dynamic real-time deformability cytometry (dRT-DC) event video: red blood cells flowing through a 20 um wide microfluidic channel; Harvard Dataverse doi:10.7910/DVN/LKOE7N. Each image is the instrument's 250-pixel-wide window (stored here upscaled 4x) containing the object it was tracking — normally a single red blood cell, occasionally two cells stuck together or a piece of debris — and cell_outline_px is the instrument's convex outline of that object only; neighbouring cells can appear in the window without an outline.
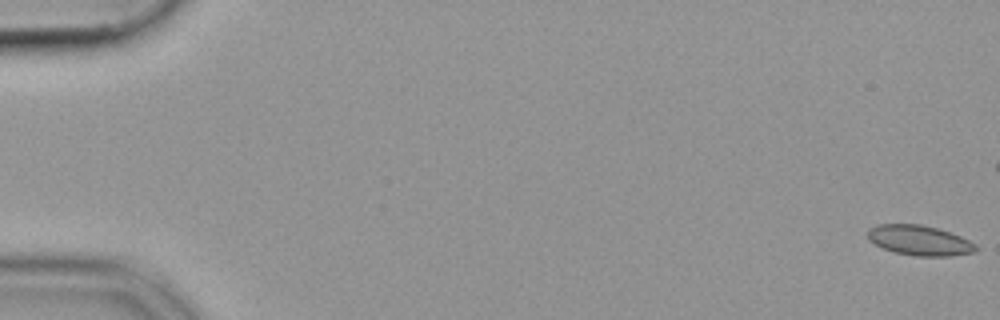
{"species": "common noctule bat (a hibernating species)", "species_latin": "Nyctalus noctula", "temperature_condition": "cold", "stored_images_in_passage": 55, "camera_frame_rate_fps": 3000, "um_per_image_px": 0.085, "animal": {"sex": "female", "body_mass_g": 19.9}, "frame": {"image": 1, "passage_image": 1, "time_ms": 0.0, "image_size_px": [1000, 320], "cell_outline_px": [[976, 252], [952, 256], [916, 256], [896, 252], [884, 248], [868, 240], [868, 228], [876, 224], [920, 224], [936, 228], [960, 236], [976, 244]], "centroid_in_image_um": [78.15, 20.43], "position_along_channel_um": 6.9, "area_um2": 18.84}}
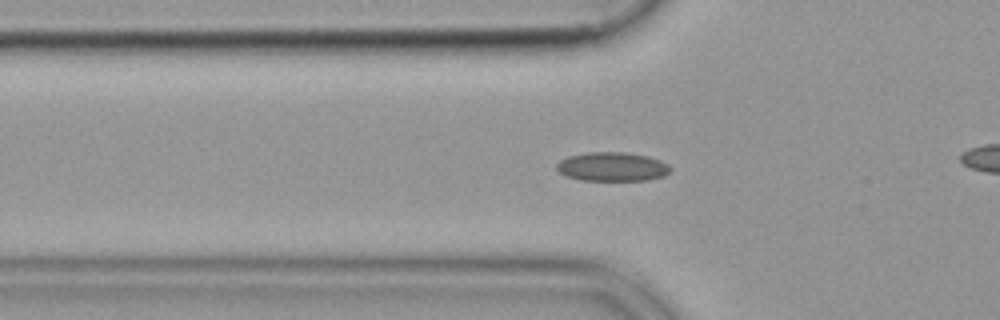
{"frame": {"image": 2, "passage_image": 19, "time_ms": 6.0, "image_size_px": [1000, 320], "cell_outline_px": [[672, 168], [664, 176], [648, 180], [580, 180], [568, 176], [560, 172], [556, 168], [556, 164], [560, 160], [568, 156], [588, 152], [624, 152], [648, 156], [660, 160], [668, 164]], "centroid_in_image_um": [52.05, 14.16], "position_along_channel_um": 73.7, "area_um2": 19.19}}
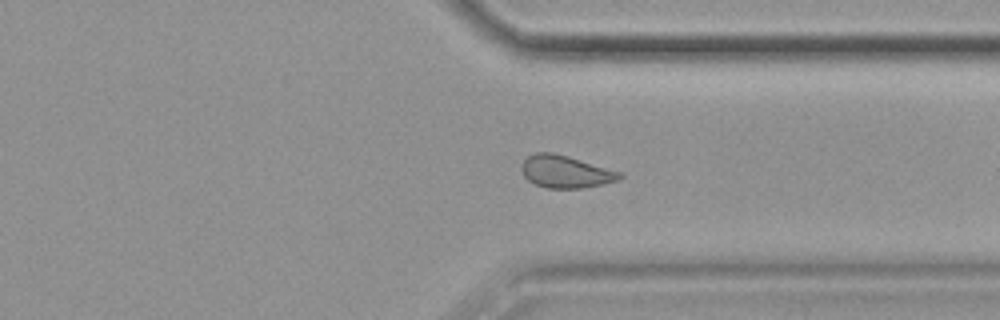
{"frame": {"image": 3, "passage_image": 42, "time_ms": 13.667, "image_size_px": [1000, 320], "cell_outline_px": [[624, 176], [616, 180], [604, 184], [580, 188], [544, 188], [528, 180], [524, 176], [520, 168], [524, 160], [528, 156], [536, 152], [552, 152], [568, 156], [624, 172]], "centroid_in_image_um": [48.09, 14.59], "position_along_channel_um": 363.3, "area_um2": 18.67}}